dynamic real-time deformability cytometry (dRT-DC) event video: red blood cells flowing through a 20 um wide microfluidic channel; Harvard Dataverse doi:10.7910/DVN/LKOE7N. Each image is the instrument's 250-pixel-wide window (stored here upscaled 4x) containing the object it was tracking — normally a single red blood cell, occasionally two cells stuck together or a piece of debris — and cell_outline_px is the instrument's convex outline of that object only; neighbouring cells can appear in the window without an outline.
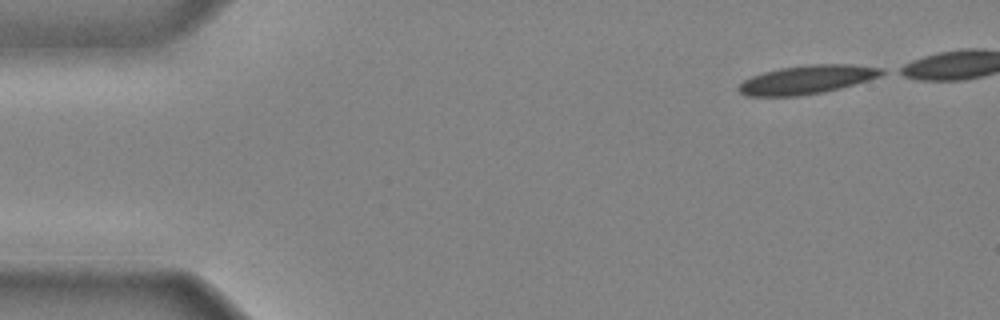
{"species": "common noctule bat (a hibernating species)", "species_latin": "Nyctalus noctula", "temperature_condition": "cold", "stored_images_in_passage": 36, "camera_frame_rate_fps": 3000, "um_per_image_px": 0.085, "animal": {"sex": "male", "body_mass_g": 20.4}, "frame": {"image": 1, "passage_image": 1, "time_ms": 0.0, "image_size_px": [1000, 320], "cell_outline_px": [[888, 72], [880, 76], [868, 80], [840, 88], [824, 92], [796, 96], [744, 96], [736, 88], [744, 80], [752, 76], [764, 72], [780, 68], [812, 64], [852, 64], [884, 68]], "centroid_in_image_um": [68.62, 6.76], "position_along_channel_um": 16.4, "area_um2": 23.93}}
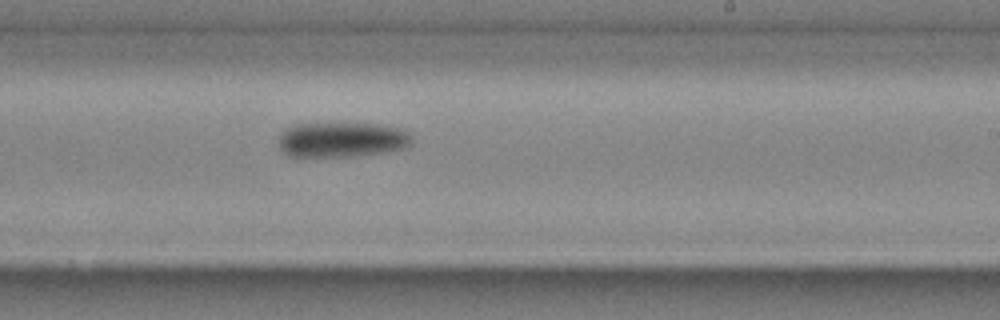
{"frame": {"image": 2, "passage_image": 24, "time_ms": 7.667, "image_size_px": [1000, 320], "cell_outline_px": [[412, 144], [404, 148], [384, 152], [352, 156], [288, 156], [280, 148], [280, 132], [292, 124], [380, 124], [404, 128], [412, 136]], "centroid_in_image_um": [29.09, 11.86], "position_along_channel_um": 259.9, "area_um2": 27.22}}
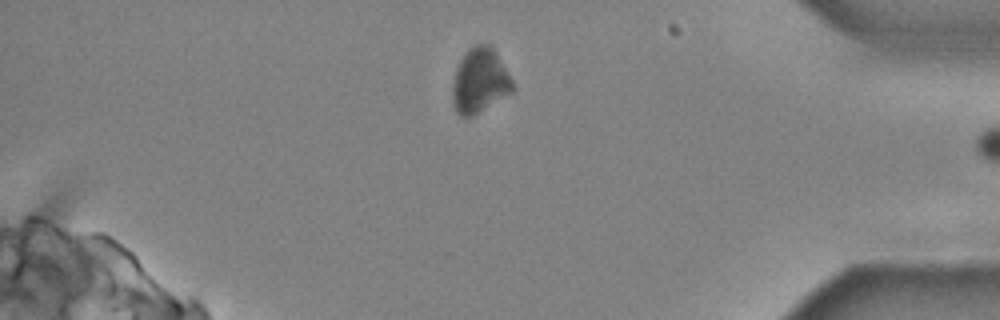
{"frame": {"image": 3, "passage_image": 35, "time_ms": 11.333, "image_size_px": [1000, 320], "cell_outline_px": [[516, 88], [512, 92], [472, 116], [460, 116], [456, 112], [452, 100], [452, 84], [456, 68], [460, 60], [468, 48], [476, 44], [492, 44], [512, 80]], "centroid_in_image_um": [40.78, 6.84], "position_along_channel_um": 394.4, "area_um2": 22.77}}